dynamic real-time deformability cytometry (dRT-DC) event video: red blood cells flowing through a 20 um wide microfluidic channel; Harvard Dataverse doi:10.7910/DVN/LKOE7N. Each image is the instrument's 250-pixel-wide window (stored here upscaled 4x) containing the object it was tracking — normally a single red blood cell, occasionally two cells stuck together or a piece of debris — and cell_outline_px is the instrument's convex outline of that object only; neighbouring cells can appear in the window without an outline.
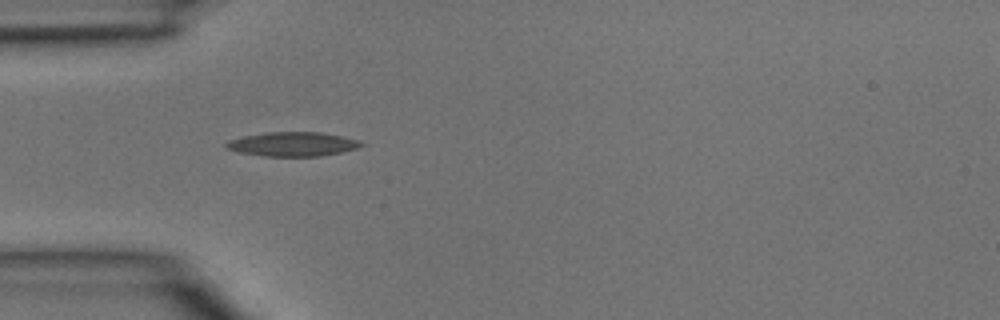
{"species": "common noctule bat (a hibernating species)", "species_latin": "Nyctalus noctula", "temperature_condition": "room temperature", "stored_images_in_passage": 32, "camera_frame_rate_fps": 3000, "um_per_image_px": 0.085, "animal": {"sex": "male", "body_mass_g": 15.6}, "frame": {"image": 1, "passage_image": 1, "time_ms": 0.0, "image_size_px": [1000, 320], "cell_outline_px": [[364, 144], [356, 148], [340, 152], [320, 156], [264, 156], [240, 152], [228, 148], [224, 144], [228, 140], [244, 136], [268, 132], [320, 132], [360, 140]], "centroid_in_image_um": [24.87, 12.24], "position_along_channel_um": 60.1, "area_um2": 18.79}}
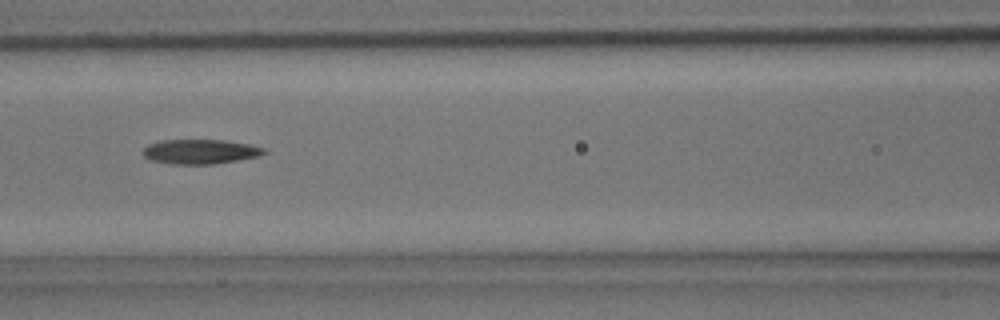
{"frame": {"image": 2, "passage_image": 7, "time_ms": 2.0, "image_size_px": [1000, 320], "cell_outline_px": [[268, 152], [260, 156], [212, 164], [172, 164], [152, 160], [144, 156], [144, 148], [148, 144], [160, 140], [224, 140], [248, 144], [264, 148]], "centroid_in_image_um": [17.03, 12.88], "position_along_channel_um": 149.6, "area_um2": 17.22}}
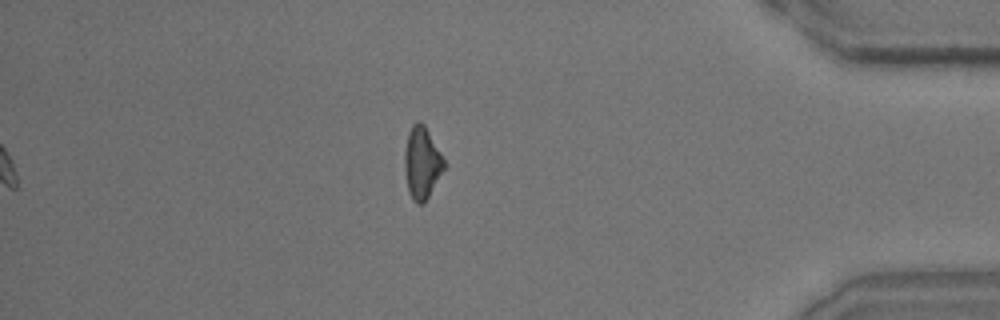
{"frame": {"image": 3, "passage_image": 26, "time_ms": 8.333, "image_size_px": [1000, 320], "cell_outline_px": [[444, 168], [424, 204], [416, 204], [412, 200], [408, 192], [404, 168], [404, 152], [408, 132], [412, 124], [416, 120], [420, 120], [424, 124], [440, 152], [444, 160]], "centroid_in_image_um": [35.82, 13.84], "position_along_channel_um": 399.4, "area_um2": 16.59}}